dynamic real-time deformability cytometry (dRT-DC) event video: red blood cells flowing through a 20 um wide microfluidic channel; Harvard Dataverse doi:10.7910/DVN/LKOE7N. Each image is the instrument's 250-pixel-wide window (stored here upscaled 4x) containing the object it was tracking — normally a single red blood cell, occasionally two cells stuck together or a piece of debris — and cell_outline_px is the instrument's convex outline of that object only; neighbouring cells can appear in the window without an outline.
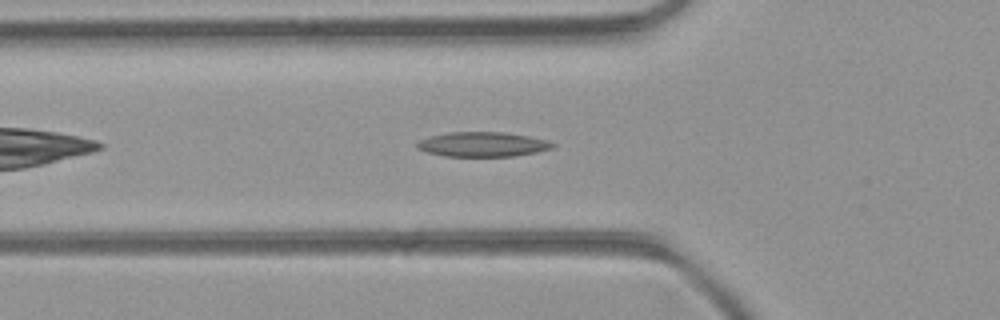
{"species": "common noctule bat (a hibernating species)", "species_latin": "Nyctalus noctula", "temperature_condition": "room temperature", "stored_images_in_passage": 39, "camera_frame_rate_fps": 3000, "um_per_image_px": 0.085, "animal": {"sex": "female", "body_mass_g": 21.9}, "frame": {"image": 1, "passage_image": 6, "time_ms": 1.667, "image_size_px": [1000, 320], "cell_outline_px": [[556, 144], [552, 148], [536, 152], [512, 156], [444, 156], [428, 152], [416, 148], [416, 144], [420, 140], [432, 136], [448, 132], [504, 132], [528, 136], [548, 140]], "centroid_in_image_um": [41.03, 12.26], "position_along_channel_um": 84.8, "area_um2": 19.36}}
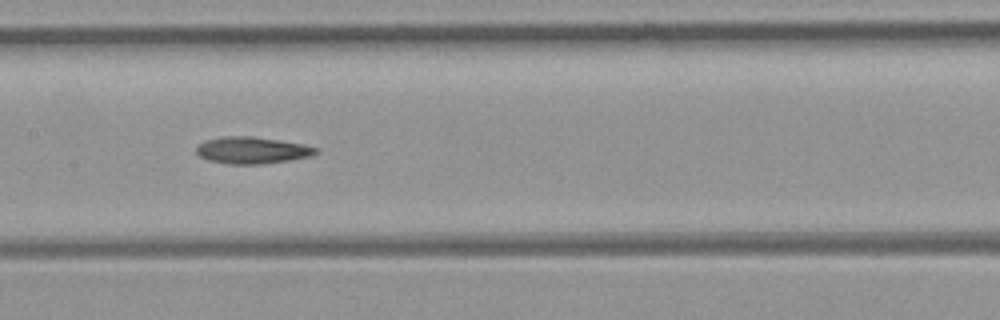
{"frame": {"image": 2, "passage_image": 13, "time_ms": 4.0, "image_size_px": [1000, 320], "cell_outline_px": [[320, 152], [308, 156], [288, 160], [260, 164], [228, 164], [208, 160], [200, 156], [196, 152], [196, 148], [204, 140], [220, 136], [252, 136], [300, 144], [320, 148]], "centroid_in_image_um": [21.39, 12.77], "position_along_channel_um": 186.0, "area_um2": 18.5}}
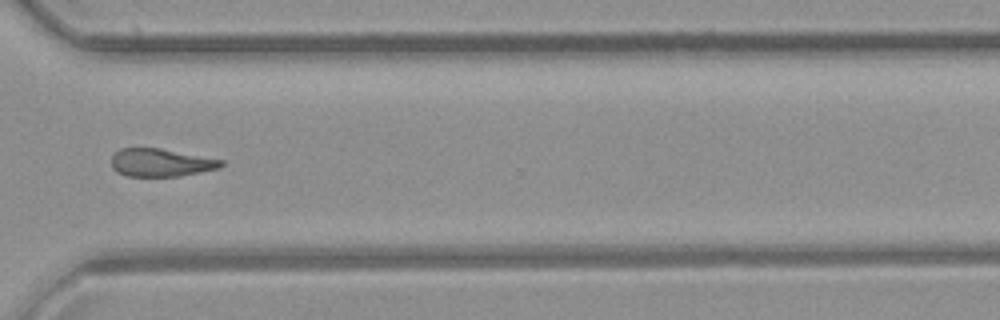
{"frame": {"image": 3, "passage_image": 25, "time_ms": 8.0, "image_size_px": [1000, 320], "cell_outline_px": [[224, 164], [220, 168], [180, 176], [128, 176], [116, 172], [112, 168], [112, 156], [120, 148], [160, 148], [224, 160]], "centroid_in_image_um": [13.68, 13.82], "position_along_channel_um": 356.9, "area_um2": 17.86}}